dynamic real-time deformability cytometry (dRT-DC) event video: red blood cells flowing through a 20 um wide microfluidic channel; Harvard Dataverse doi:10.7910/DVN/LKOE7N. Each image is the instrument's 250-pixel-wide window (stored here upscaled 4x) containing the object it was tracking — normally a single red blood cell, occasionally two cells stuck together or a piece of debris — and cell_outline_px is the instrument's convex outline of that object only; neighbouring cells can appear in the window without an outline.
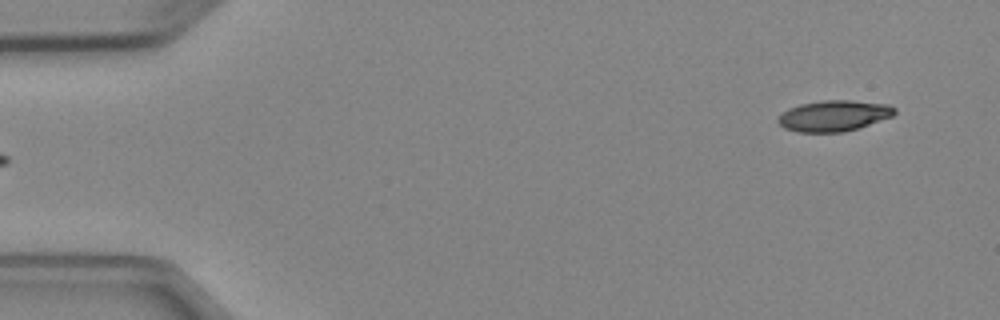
{"species": "Egyptian fruit bat (a non-hibernating species)", "species_latin": "Rousettus aegyptiacus", "temperature_condition": "cold", "stored_images_in_passage": 5, "segment_of_instrument_passage": [2, 2], "camera_frame_rate_fps": 3000, "um_per_image_px": 0.085, "animal": {"sex": "female"}, "frame": {"image": 1, "passage_image": 5, "time_ms": 4.667, "image_size_px": [1000, 320], "cell_outline_px": [[896, 112], [892, 116], [844, 132], [800, 132], [784, 128], [776, 120], [788, 108], [800, 104], [824, 100], [852, 100], [888, 104], [896, 108]], "centroid_in_image_um": [70.87, 9.83], "position_along_channel_um": 14.1, "area_um2": 20.81}}